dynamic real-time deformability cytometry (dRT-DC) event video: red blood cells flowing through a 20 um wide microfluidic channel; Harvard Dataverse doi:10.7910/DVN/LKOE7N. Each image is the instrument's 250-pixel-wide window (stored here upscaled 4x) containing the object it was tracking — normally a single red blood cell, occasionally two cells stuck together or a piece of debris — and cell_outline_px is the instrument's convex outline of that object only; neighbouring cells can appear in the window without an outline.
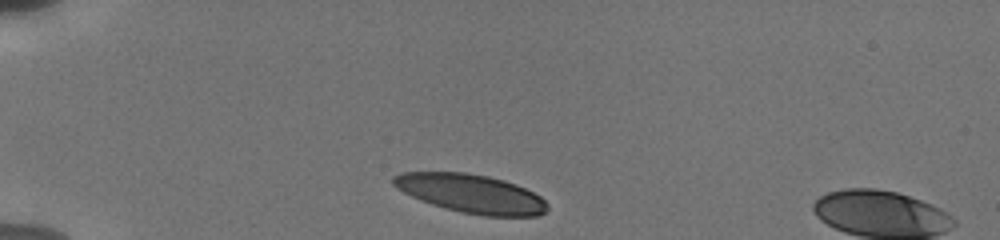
{"species": "human", "species_latin": "Homo sapiens", "temperature_condition": "cold", "stored_images_in_passage": 57, "camera_frame_rate_fps": 3000, "um_per_image_px": 0.085, "donor": {"sex": "male"}, "frame": {"image": 1, "passage_image": 1, "time_ms": 0.0, "image_size_px": [1000, 240], "cell_outline_px": [[548, 208], [544, 212], [536, 216], [484, 216], [460, 212], [432, 204], [420, 200], [396, 188], [392, 184], [392, 176], [400, 172], [464, 172], [488, 176], [504, 180], [516, 184], [540, 196], [548, 204]], "centroid_in_image_um": [40.02, 16.45], "position_along_channel_um": 45.0, "area_um2": 34.68}}
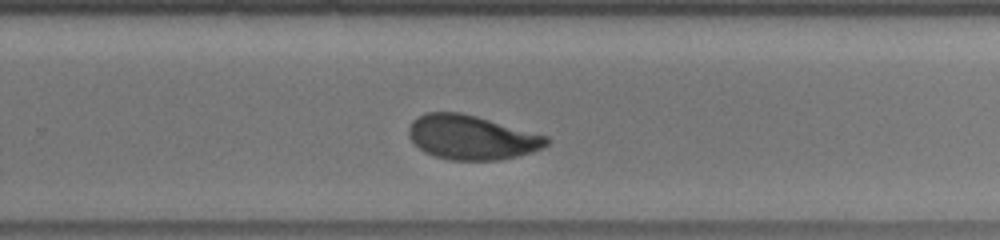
{"frame": {"image": 2, "passage_image": 36, "time_ms": 7.667, "image_size_px": [1000, 240], "cell_outline_px": [[548, 144], [544, 148], [532, 152], [500, 160], [448, 160], [424, 152], [408, 136], [408, 128], [412, 120], [428, 112], [460, 112], [476, 116], [548, 136]], "centroid_in_image_um": [40.08, 11.68], "position_along_channel_um": 289.7, "area_um2": 35.49}}
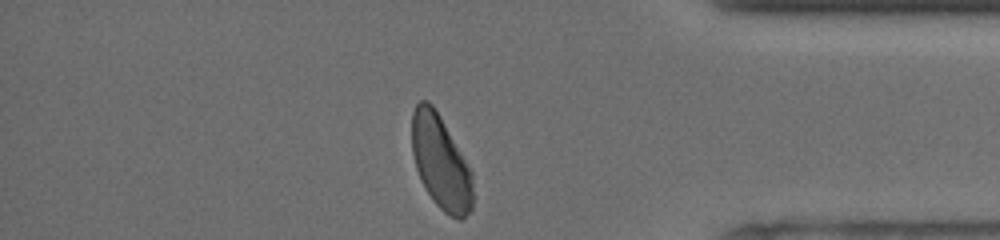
{"frame": {"image": 3, "passage_image": 56, "time_ms": 11.0, "image_size_px": [1000, 240], "cell_outline_px": [[472, 208], [460, 220], [448, 216], [436, 204], [428, 192], [416, 168], [412, 152], [412, 112], [416, 104], [420, 100], [428, 100], [432, 104], [440, 116], [472, 172]], "centroid_in_image_um": [37.45, 13.78], "position_along_channel_um": 397.7, "area_um2": 32.89}, "authors_computed_cell_mechanics": {"area_um2": 36.0094, "velocity_mm_per_s": 3.759, "shape_relaxation_time_tau1_ms": 4.1315, "shape_relaxation_time_tau2_ms": 1.3476, "deformation_change_tau1": 0.1404, "deformation_change_tau2": 0.07}}